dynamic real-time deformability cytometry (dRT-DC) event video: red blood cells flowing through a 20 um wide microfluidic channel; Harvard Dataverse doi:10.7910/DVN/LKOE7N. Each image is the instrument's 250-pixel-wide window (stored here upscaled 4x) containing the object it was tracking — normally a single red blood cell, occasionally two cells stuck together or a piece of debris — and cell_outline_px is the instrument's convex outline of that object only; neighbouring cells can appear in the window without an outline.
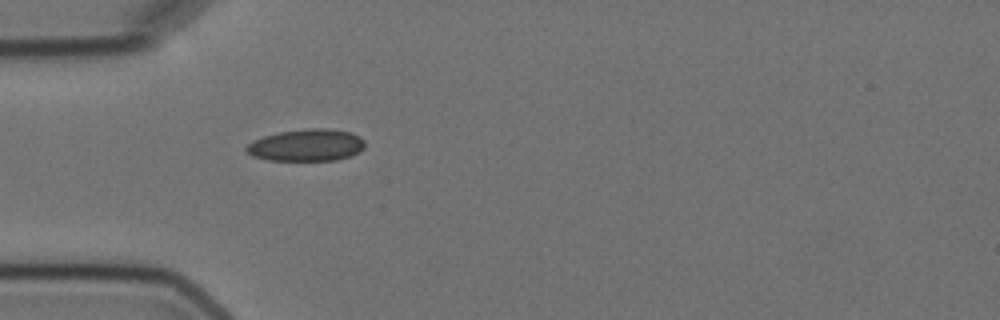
{"species": "Egyptian fruit bat (a non-hibernating species)", "species_latin": "Rousettus aegyptiacus", "temperature_condition": "cold", "stored_images_in_passage": 1, "camera_frame_rate_fps": 3000, "um_per_image_px": 0.085, "animal": {"sex": "female"}, "frame": {"image": 1, "passage_image": 1, "time_ms": 0.0, "image_size_px": [1000, 320], "cell_outline_px": [[364, 148], [360, 152], [352, 156], [336, 160], [268, 160], [252, 156], [244, 148], [252, 140], [264, 136], [280, 132], [312, 128], [328, 128], [352, 132], [360, 136], [364, 140]], "centroid_in_image_um": [26.09, 12.34], "position_along_channel_um": 58.9, "area_um2": 22.25}}